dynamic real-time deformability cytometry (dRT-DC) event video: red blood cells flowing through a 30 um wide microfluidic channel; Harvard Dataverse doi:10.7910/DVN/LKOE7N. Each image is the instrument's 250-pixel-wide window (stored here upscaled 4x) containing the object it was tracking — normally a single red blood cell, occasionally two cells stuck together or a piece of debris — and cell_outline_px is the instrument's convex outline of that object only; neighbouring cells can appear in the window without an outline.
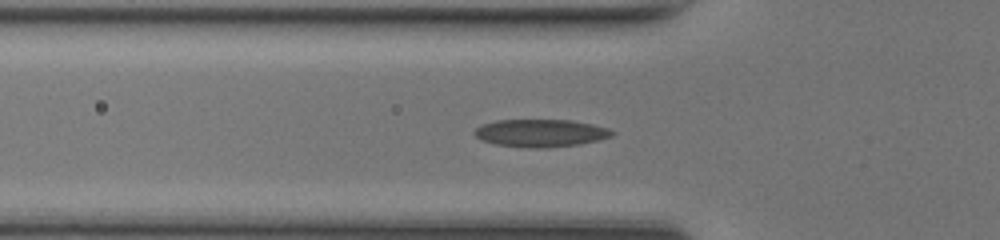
{"species": "common noctule bat (a hibernating species)", "species_latin": "Nyctalus noctula", "temperature_condition": "room temperature", "stored_images_in_passage": 34, "camera_frame_rate_fps": 3000, "um_per_image_px": 0.085, "animal": {"sex": "female", "body_mass_g": 17.0, "forearm_length_mm": 48.0}, "frame": {"image": 1, "passage_image": 2, "time_ms": 0.333, "image_size_px": [1000, 240], "cell_outline_px": [[616, 132], [612, 136], [580, 144], [548, 148], [528, 148], [496, 144], [480, 140], [472, 132], [480, 124], [496, 120], [572, 120], [592, 124], [608, 128]], "centroid_in_image_um": [45.93, 11.31], "position_along_channel_um": 79.9, "area_um2": 22.31}}
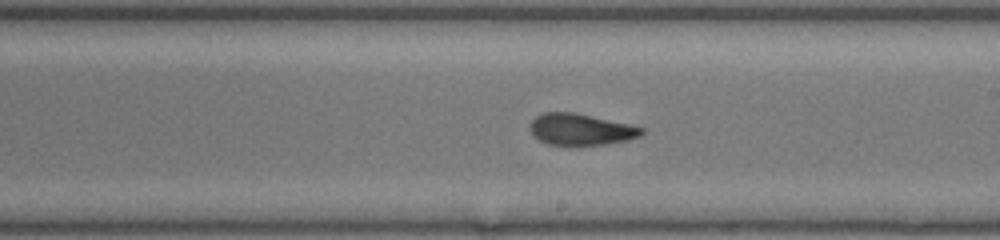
{"frame": {"image": 2, "passage_image": 13, "time_ms": 4.0, "image_size_px": [1000, 240], "cell_outline_px": [[644, 132], [640, 136], [628, 140], [604, 144], [548, 144], [532, 136], [528, 128], [532, 120], [536, 116], [544, 112], [576, 112], [628, 124], [644, 128]], "centroid_in_image_um": [49.33, 10.98], "position_along_channel_um": 239.7, "area_um2": 20.35}}
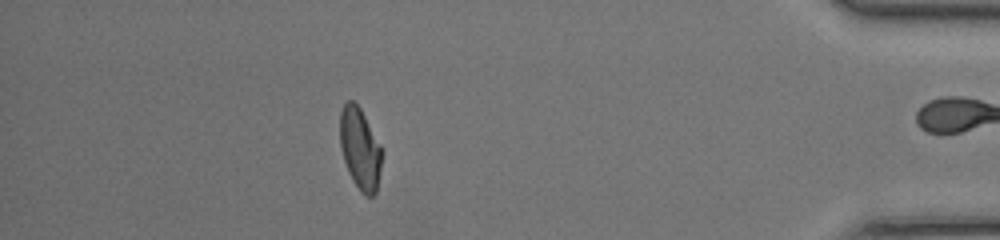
{"frame": {"image": 3, "passage_image": 28, "time_ms": 9.0, "image_size_px": [1000, 240], "cell_outline_px": [[384, 152], [376, 192], [372, 196], [364, 196], [360, 192], [352, 180], [348, 172], [340, 148], [340, 112], [344, 104], [348, 100], [352, 100], [360, 108], [380, 144]], "centroid_in_image_um": [30.61, 12.67], "position_along_channel_um": 404.6, "area_um2": 20.11}, "authors_computed_cell_mechanics": {"area_um2": 20.3456, "velocity_mm_per_s": 4.3468, "shape_relaxation_time_tau1_ms": null, "shape_relaxation_time_tau2_ms": 1.6495, "deformation_change_tau1": null, "deformation_change_tau2": 0.0827}}